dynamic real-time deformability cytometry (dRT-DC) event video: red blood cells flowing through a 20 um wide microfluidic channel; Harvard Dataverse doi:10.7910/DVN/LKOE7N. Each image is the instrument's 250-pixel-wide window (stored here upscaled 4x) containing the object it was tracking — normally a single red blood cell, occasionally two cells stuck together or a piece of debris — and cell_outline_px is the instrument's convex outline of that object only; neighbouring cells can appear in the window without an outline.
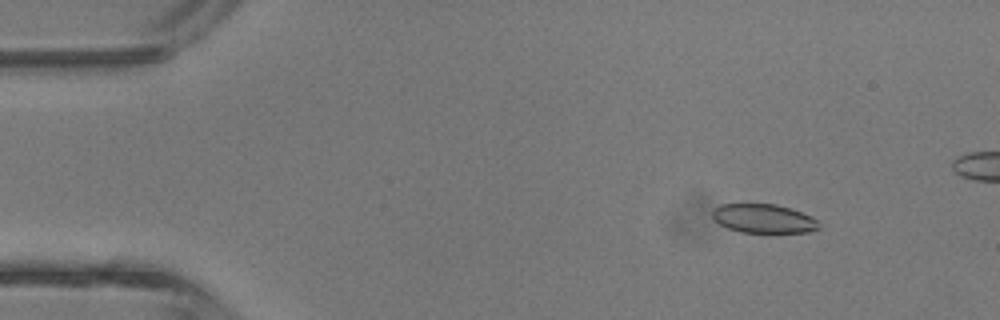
{"species": "common noctule bat (a hibernating species)", "species_latin": "Nyctalus noctula", "temperature_condition": "room temperature", "stored_images_in_passage": 40, "camera_frame_rate_fps": 3000, "um_per_image_px": 0.085, "animal": {"sex": "male", "body_mass_g": 13.3}, "frame": {"image": 1, "passage_image": 5, "time_ms": 1.333, "image_size_px": [1000, 320], "cell_outline_px": [[820, 228], [808, 232], [740, 232], [728, 228], [720, 224], [712, 216], [712, 208], [720, 204], [776, 204], [792, 208], [812, 216], [820, 220]], "centroid_in_image_um": [64.94, 18.57], "position_along_channel_um": 20.1, "area_um2": 18.15}}
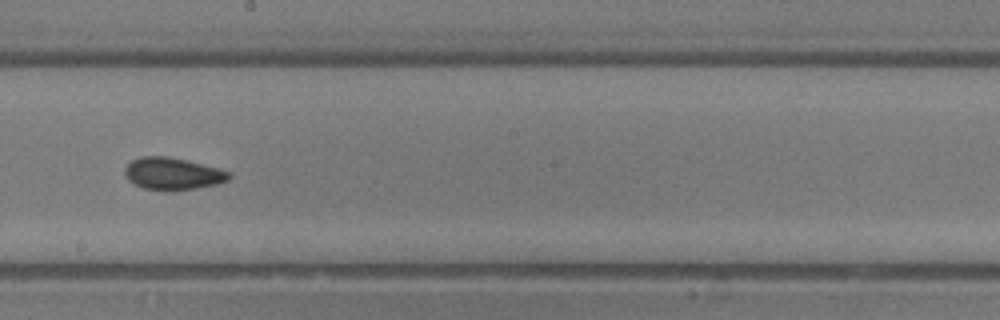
{"frame": {"image": 2, "passage_image": 24, "time_ms": 7.667, "image_size_px": [1000, 320], "cell_outline_px": [[232, 176], [228, 180], [216, 184], [196, 188], [144, 188], [128, 180], [124, 176], [124, 168], [132, 160], [140, 156], [168, 156], [232, 172]], "centroid_in_image_um": [14.66, 14.72], "position_along_channel_um": 233.5, "area_um2": 18.84}}
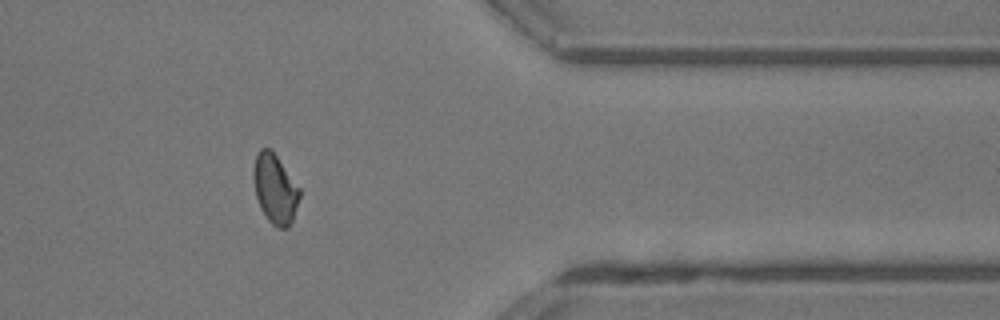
{"frame": {"image": 3, "passage_image": 35, "time_ms": 11.333, "image_size_px": [1000, 320], "cell_outline_px": [[300, 196], [292, 220], [288, 228], [276, 228], [268, 220], [260, 208], [256, 196], [256, 152], [260, 148], [268, 148], [276, 156], [300, 188]], "centroid_in_image_um": [23.42, 16.11], "position_along_channel_um": 388.0, "area_um2": 17.92}, "authors_computed_cell_mechanics": {"area_um2": 18.9006, "velocity_mm_per_s": 4.749, "shape_relaxation_time_tau1_ms": null, "shape_relaxation_time_tau2_ms": 1.3749, "deformation_change_tau1": null, "deformation_change_tau2": 0.0747}}